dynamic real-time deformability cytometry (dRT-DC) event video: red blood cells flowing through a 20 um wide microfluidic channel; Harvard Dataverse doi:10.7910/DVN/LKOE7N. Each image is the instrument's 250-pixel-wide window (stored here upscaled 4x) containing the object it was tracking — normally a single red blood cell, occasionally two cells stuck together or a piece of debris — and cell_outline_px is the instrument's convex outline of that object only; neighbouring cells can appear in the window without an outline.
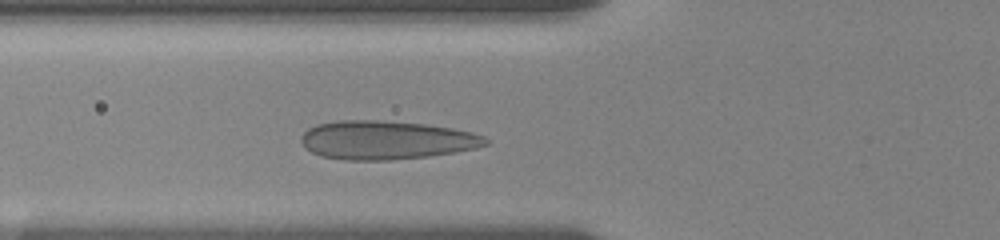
{"species": "human", "species_latin": "Homo sapiens", "temperature_condition": "room temperature", "stored_images_in_passage": 13, "camera_frame_rate_fps": 3000, "um_per_image_px": 0.085, "donor": {"sex": "female"}, "frame": {"image": 1, "passage_image": 8, "time_ms": 3.333, "image_size_px": [1000, 240], "cell_outline_px": [[488, 144], [476, 148], [456, 152], [428, 156], [392, 160], [344, 160], [320, 156], [304, 148], [300, 140], [300, 136], [308, 128], [316, 124], [336, 120], [376, 120], [428, 124], [452, 128], [472, 132], [484, 136], [488, 140]], "centroid_in_image_um": [32.8, 11.9], "position_along_channel_um": 93.0, "area_um2": 41.91}}
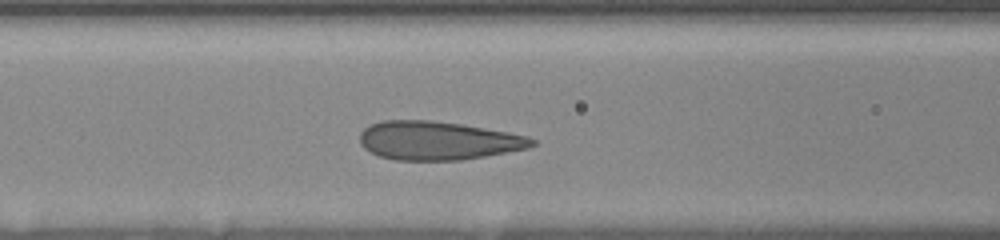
{"frame": {"image": 2, "passage_image": 10, "time_ms": 4.333, "image_size_px": [1000, 240], "cell_outline_px": [[536, 144], [528, 148], [484, 156], [460, 160], [396, 160], [380, 156], [364, 148], [360, 144], [360, 132], [364, 128], [372, 124], [384, 120], [432, 120], [460, 124], [508, 132], [528, 136], [536, 140]], "centroid_in_image_um": [37.22, 11.95], "position_along_channel_um": 129.4, "area_um2": 38.55}}
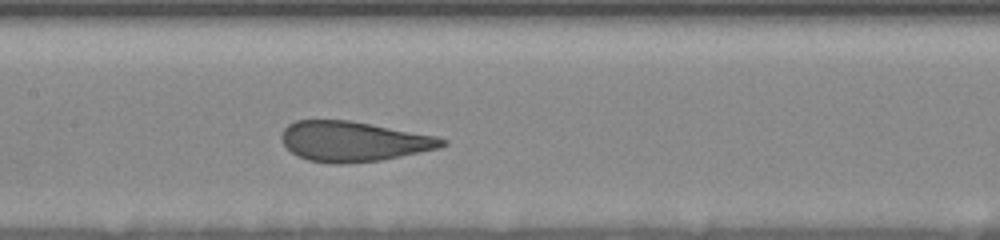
{"frame": {"image": 3, "passage_image": 13, "time_ms": 5.667, "image_size_px": [1000, 240], "cell_outline_px": [[448, 144], [440, 148], [380, 160], [344, 164], [332, 164], [308, 160], [296, 156], [280, 140], [280, 136], [284, 128], [288, 124], [296, 120], [348, 120], [436, 136], [448, 140]], "centroid_in_image_um": [30.02, 12.02], "position_along_channel_um": 177.4, "area_um2": 37.51}}